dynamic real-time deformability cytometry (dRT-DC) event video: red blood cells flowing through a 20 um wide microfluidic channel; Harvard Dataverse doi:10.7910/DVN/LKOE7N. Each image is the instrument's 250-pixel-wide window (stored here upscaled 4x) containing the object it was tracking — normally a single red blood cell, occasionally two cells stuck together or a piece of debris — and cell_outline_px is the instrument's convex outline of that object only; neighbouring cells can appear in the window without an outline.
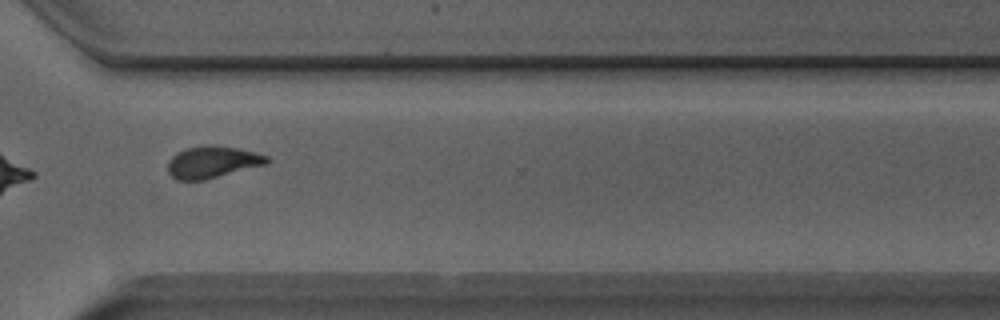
{"species": "Egyptian fruit bat (a non-hibernating species)", "species_latin": "Rousettus aegyptiacus", "temperature_condition": "room temperature", "stored_images_in_passage": 13, "camera_frame_rate_fps": 3000, "um_per_image_px": 0.085, "animal": {"sex": "male"}, "frame": {"image": 1, "passage_image": 10, "time_ms": 11.0, "image_size_px": [1000, 320], "cell_outline_px": [[272, 160], [268, 164], [204, 180], [176, 180], [168, 172], [168, 160], [176, 152], [188, 148], [208, 144], [216, 144], [240, 148], [256, 152], [268, 156]], "centroid_in_image_um": [18.1, 13.76], "position_along_channel_um": 352.5, "area_um2": 18.79}}
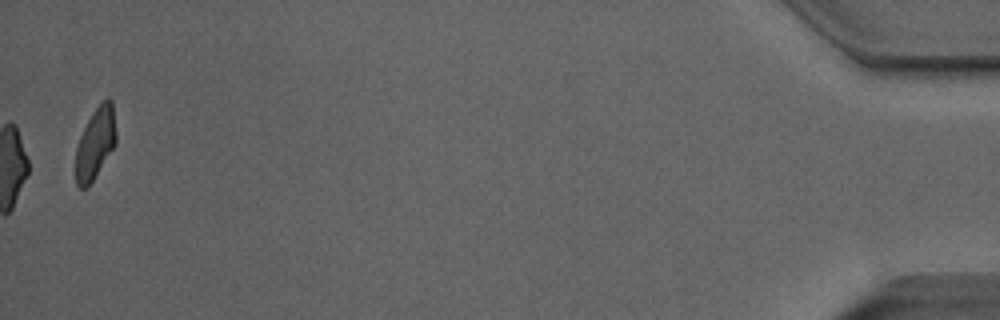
{"frame": {"image": 2, "passage_image": 13, "time_ms": 15.333, "image_size_px": [1000, 320], "cell_outline_px": [[116, 144], [88, 188], [80, 188], [76, 184], [76, 148], [80, 136], [92, 112], [108, 96], [112, 100], [116, 132]], "centroid_in_image_um": [8.12, 12.19], "position_along_channel_um": 427.1, "area_um2": 16.76}, "authors_computed_cell_mechanics": {"area_um2": 19.8832, "velocity_mm_per_s": 3.6216, "shape_relaxation_time_tau1_ms": 3.5508, "shape_relaxation_time_tau2_ms": 2.2304, "deformation_change_tau1": 0.1421, "deformation_change_tau2": 0.1031}}